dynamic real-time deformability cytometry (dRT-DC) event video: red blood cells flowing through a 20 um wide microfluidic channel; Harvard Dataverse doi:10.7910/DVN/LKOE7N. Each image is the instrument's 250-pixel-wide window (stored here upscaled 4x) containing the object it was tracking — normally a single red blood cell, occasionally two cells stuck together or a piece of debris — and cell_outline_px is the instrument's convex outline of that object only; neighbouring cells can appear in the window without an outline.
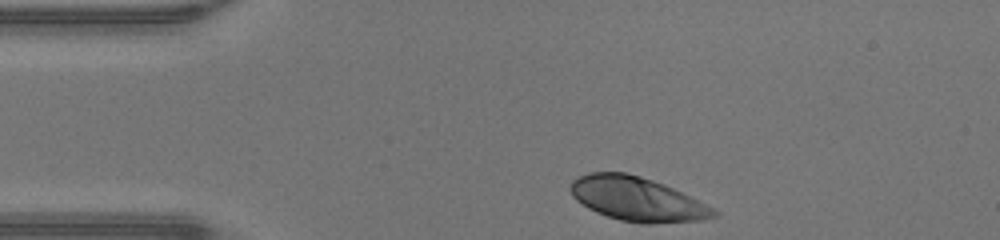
{"species": "human", "species_latin": "Homo sapiens", "temperature_condition": "warm", "stored_images_in_passage": 30, "camera_frame_rate_fps": 3000, "um_per_image_px": 0.085, "donor": {"sex": "male"}, "frame": {"image": 1, "passage_image": 1, "time_ms": 0.0, "image_size_px": [1000, 240], "cell_outline_px": [[720, 212], [716, 216], [704, 220], [648, 224], [640, 224], [620, 220], [596, 212], [588, 208], [576, 200], [572, 196], [568, 188], [572, 180], [580, 176], [592, 172], [624, 172], [640, 176], [664, 184], [716, 208]], "centroid_in_image_um": [54.17, 16.93], "position_along_channel_um": 30.8, "area_um2": 36.99}}
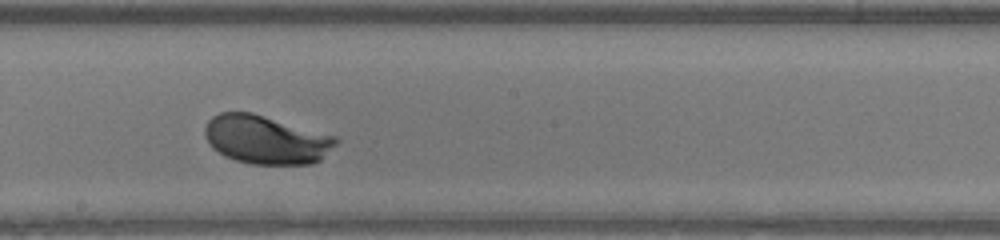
{"frame": {"image": 2, "passage_image": 18, "time_ms": 5.667, "image_size_px": [1000, 240], "cell_outline_px": [[340, 140], [320, 160], [312, 164], [252, 164], [236, 160], [212, 148], [204, 132], [204, 128], [208, 120], [212, 116], [220, 112], [252, 112], [336, 136]], "centroid_in_image_um": [22.63, 11.86], "position_along_channel_um": 225.6, "area_um2": 36.93}}
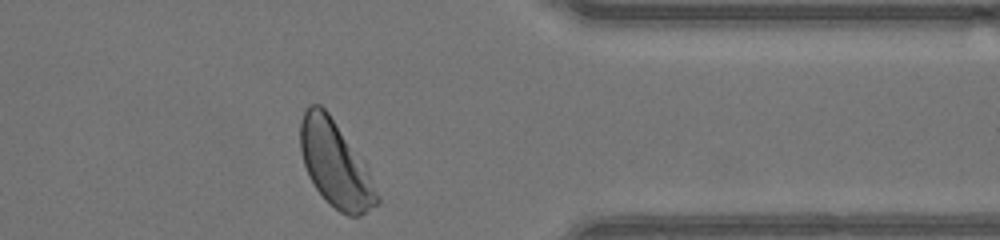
{"frame": {"image": 3, "passage_image": 30, "time_ms": 9.667, "image_size_px": [1000, 240], "cell_outline_px": [[380, 204], [360, 216], [348, 216], [340, 212], [316, 188], [308, 176], [304, 164], [300, 148], [300, 120], [308, 104], [320, 104], [328, 112], [368, 168], [380, 196]], "centroid_in_image_um": [28.52, 13.96], "position_along_channel_um": 382.9, "area_um2": 38.09}, "authors_computed_cell_mechanics": {"area_um2": 36.8186, "velocity_mm_per_s": 4.2994, "shape_relaxation_time_tau1_ms": 1.396, "shape_relaxation_time_tau2_ms": null, "deformation_change_tau1": 0.1321, "deformation_change_tau2": null}}